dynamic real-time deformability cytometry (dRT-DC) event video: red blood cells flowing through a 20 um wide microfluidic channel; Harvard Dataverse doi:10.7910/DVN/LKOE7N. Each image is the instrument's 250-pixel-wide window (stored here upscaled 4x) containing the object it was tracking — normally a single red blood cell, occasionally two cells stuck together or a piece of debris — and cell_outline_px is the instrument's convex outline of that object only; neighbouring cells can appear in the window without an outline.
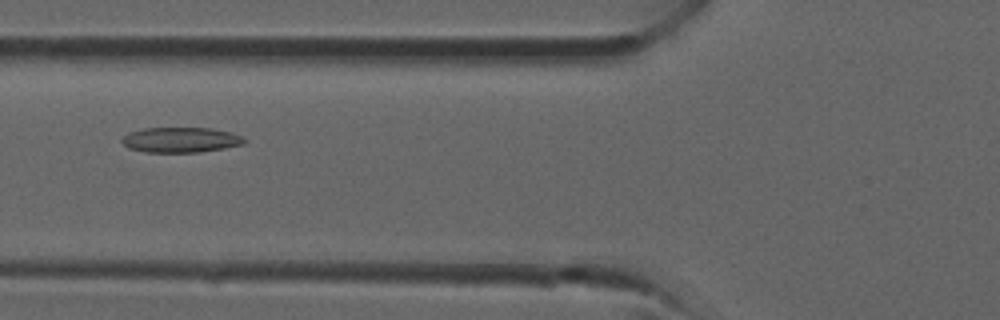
{"species": "common noctule bat (a hibernating species)", "species_latin": "Nyctalus noctula", "temperature_condition": "room temperature", "stored_images_in_passage": 28, "camera_frame_rate_fps": 3000, "um_per_image_px": 0.085, "animal": {"sex": "male", "forearm_length_mm": 52.5}, "frame": {"image": 1, "passage_image": 6, "time_ms": 1.667, "image_size_px": [1000, 320], "cell_outline_px": [[248, 140], [244, 144], [224, 148], [200, 152], [144, 152], [128, 148], [120, 140], [128, 132], [144, 128], [212, 128], [232, 132]], "centroid_in_image_um": [15.36, 11.88], "position_along_channel_um": 110.4, "area_um2": 18.09}}
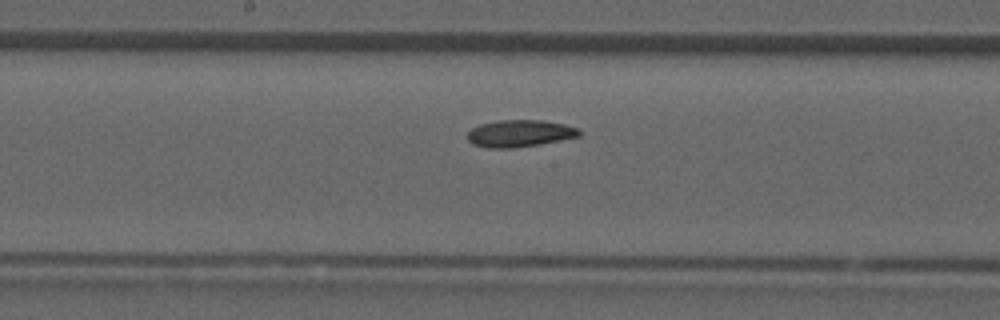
{"frame": {"image": 2, "passage_image": 11, "time_ms": 3.333, "image_size_px": [1000, 320], "cell_outline_px": [[580, 136], [540, 144], [512, 148], [488, 148], [476, 144], [468, 140], [468, 132], [472, 128], [480, 124], [496, 120], [544, 120], [564, 124], [580, 128]], "centroid_in_image_um": [44.2, 11.33], "position_along_channel_um": 204.0, "area_um2": 17.57}}
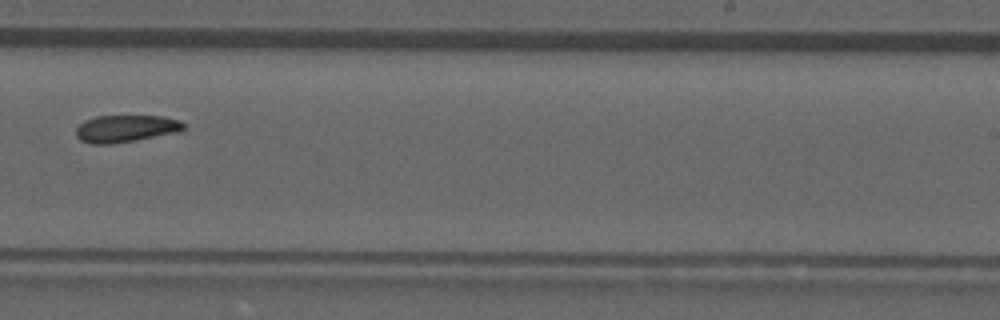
{"frame": {"image": 3, "passage_image": 15, "time_ms": 4.667, "image_size_px": [1000, 320], "cell_outline_px": [[184, 128], [180, 132], [136, 140], [112, 144], [92, 144], [80, 140], [76, 136], [76, 128], [84, 120], [96, 116], [160, 116], [180, 120], [184, 124]], "centroid_in_image_um": [10.68, 10.93], "position_along_channel_um": 278.3, "area_um2": 17.11}}